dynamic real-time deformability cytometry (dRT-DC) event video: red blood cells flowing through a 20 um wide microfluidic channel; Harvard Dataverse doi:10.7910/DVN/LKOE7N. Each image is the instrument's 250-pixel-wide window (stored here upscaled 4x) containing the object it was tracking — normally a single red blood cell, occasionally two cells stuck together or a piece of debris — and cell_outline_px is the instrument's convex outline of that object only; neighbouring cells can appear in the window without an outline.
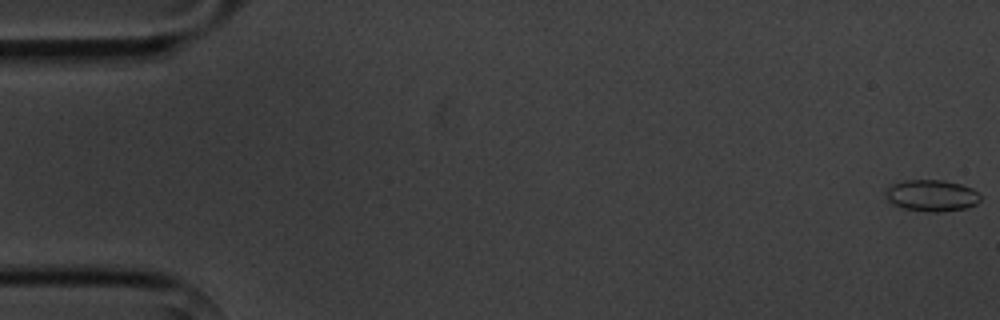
{"species": "common noctule bat (a hibernating species)", "species_latin": "Nyctalus noctula", "temperature_condition": "cold", "stored_images_in_passage": 6, "camera_frame_rate_fps": 3000, "um_per_image_px": 0.085, "animal": {"sex": "male", "body_mass_g": 20.1, "forearm_length_mm": 53.5}, "frame": {"image": 1, "passage_image": 1, "time_ms": 0.0, "image_size_px": [1000, 320], "cell_outline_px": [[980, 200], [976, 204], [968, 208], [940, 212], [928, 212], [904, 208], [892, 204], [888, 200], [884, 192], [892, 184], [904, 180], [944, 180], [960, 184], [972, 188], [980, 196]], "centroid_in_image_um": [79.19, 16.62], "position_along_channel_um": 5.8, "area_um2": 17.46}}